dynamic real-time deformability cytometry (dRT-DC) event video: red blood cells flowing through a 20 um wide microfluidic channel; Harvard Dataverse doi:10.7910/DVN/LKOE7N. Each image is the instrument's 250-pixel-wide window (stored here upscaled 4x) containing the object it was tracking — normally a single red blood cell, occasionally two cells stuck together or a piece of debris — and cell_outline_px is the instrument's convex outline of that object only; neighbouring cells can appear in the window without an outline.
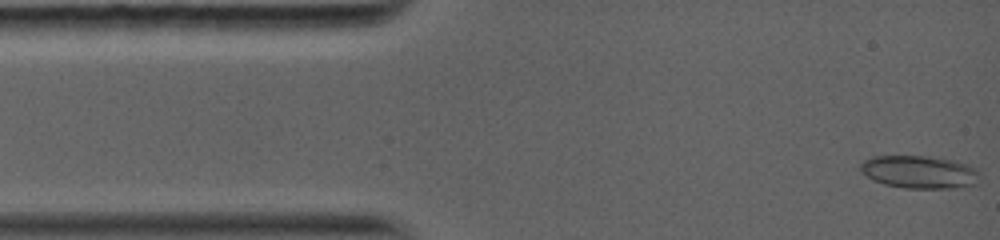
{"species": "common noctule bat (a hibernating species)", "species_latin": "Nyctalus noctula", "temperature_condition": "warm", "stored_images_in_passage": 8, "camera_frame_rate_fps": 5000, "um_per_image_px": 0.085, "animal": {"sex": "female", "body_mass_g": 19.0, "forearm_length_mm": 56.7}, "frame": {"image": 1, "passage_image": 1, "time_ms": 0.0, "image_size_px": [1000, 240], "cell_outline_px": [[976, 172], [968, 184], [948, 188], [904, 188], [884, 184], [860, 172], [860, 164], [864, 160], [876, 156], [932, 156], [952, 160], [964, 164], [972, 168]], "centroid_in_image_um": [77.97, 14.59], "position_along_channel_um": 7.0, "area_um2": 21.79}}
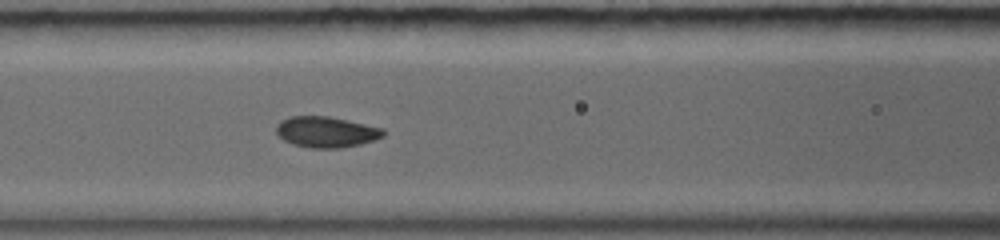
{"frame": {"image": 2, "passage_image": 7, "time_ms": 5.0, "image_size_px": [1000, 240], "cell_outline_px": [[384, 136], [360, 144], [340, 148], [308, 148], [292, 144], [284, 140], [276, 132], [276, 124], [280, 120], [288, 116], [328, 116], [384, 128]], "centroid_in_image_um": [27.69, 11.21], "position_along_channel_um": 138.9, "area_um2": 19.31}}
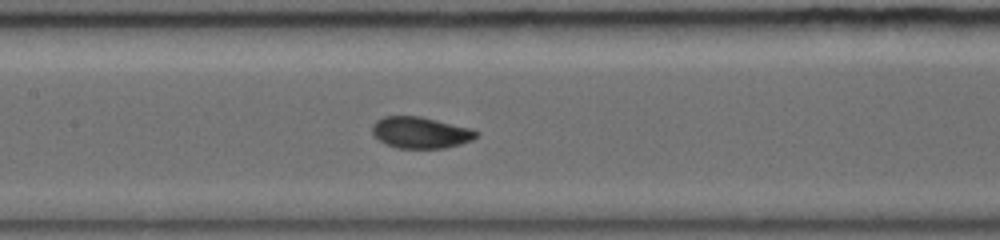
{"frame": {"image": 3, "passage_image": 8, "time_ms": 5.8, "image_size_px": [1000, 240], "cell_outline_px": [[480, 132], [472, 140], [460, 144], [444, 148], [396, 148], [380, 140], [372, 132], [372, 124], [376, 120], [384, 116], [420, 116], [472, 128]], "centroid_in_image_um": [35.76, 11.26], "position_along_channel_um": 171.6, "area_um2": 19.02}}